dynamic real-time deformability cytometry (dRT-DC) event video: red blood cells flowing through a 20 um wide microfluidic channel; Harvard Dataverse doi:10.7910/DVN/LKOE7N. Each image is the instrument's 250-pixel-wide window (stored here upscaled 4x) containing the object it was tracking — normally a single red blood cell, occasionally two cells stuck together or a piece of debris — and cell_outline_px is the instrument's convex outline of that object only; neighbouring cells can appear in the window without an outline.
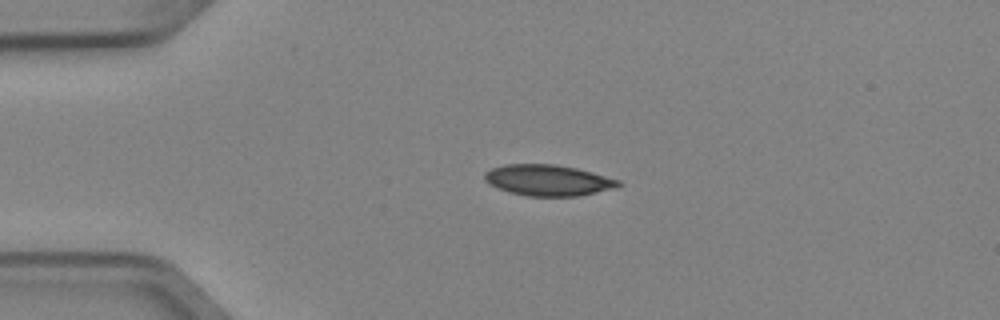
{"species": "Egyptian fruit bat (a non-hibernating species)", "species_latin": "Rousettus aegyptiacus", "temperature_condition": "cold", "stored_images_in_passage": 3, "camera_frame_rate_fps": 3000, "um_per_image_px": 0.085, "animal": {"sex": "female"}, "frame": {"image": 1, "passage_image": 3, "time_ms": 0.667, "image_size_px": [1000, 320], "cell_outline_px": [[624, 184], [616, 188], [580, 196], [528, 196], [512, 192], [500, 188], [484, 180], [484, 172], [492, 168], [504, 164], [556, 164], [576, 168], [620, 180]], "centroid_in_image_um": [46.63, 15.31], "position_along_channel_um": 38.4, "area_um2": 24.1}}